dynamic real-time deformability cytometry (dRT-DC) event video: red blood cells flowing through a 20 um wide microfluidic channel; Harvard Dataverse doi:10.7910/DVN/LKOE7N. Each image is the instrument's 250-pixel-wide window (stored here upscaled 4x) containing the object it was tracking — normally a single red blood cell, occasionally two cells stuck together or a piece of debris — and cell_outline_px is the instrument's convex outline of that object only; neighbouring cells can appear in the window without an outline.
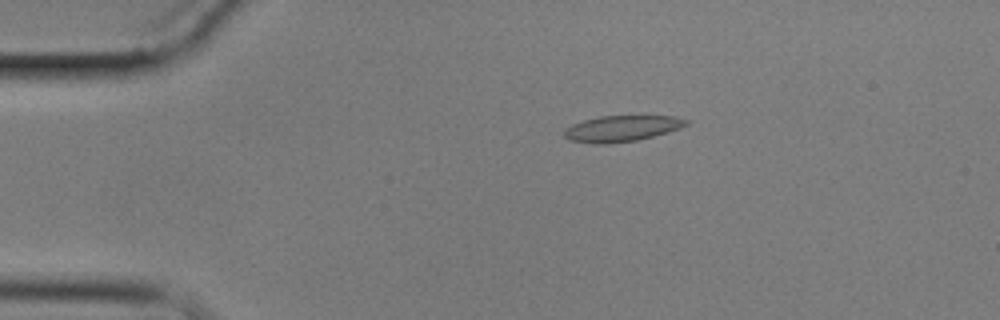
{"species": "common noctule bat (a hibernating species)", "species_latin": "Nyctalus noctula", "temperature_condition": "cold", "stored_images_in_passage": 8, "camera_frame_rate_fps": 3000, "um_per_image_px": 0.085, "animal": {"sex": "male", "body_mass_g": 17.9}, "frame": {"image": 1, "passage_image": 3, "time_ms": 2.333, "image_size_px": [1000, 320], "cell_outline_px": [[688, 124], [680, 128], [668, 132], [636, 140], [608, 144], [596, 144], [572, 140], [564, 136], [564, 128], [572, 124], [584, 120], [600, 116], [676, 116], [688, 120]], "centroid_in_image_um": [52.85, 10.92], "position_along_channel_um": 32.2, "area_um2": 18.38}}
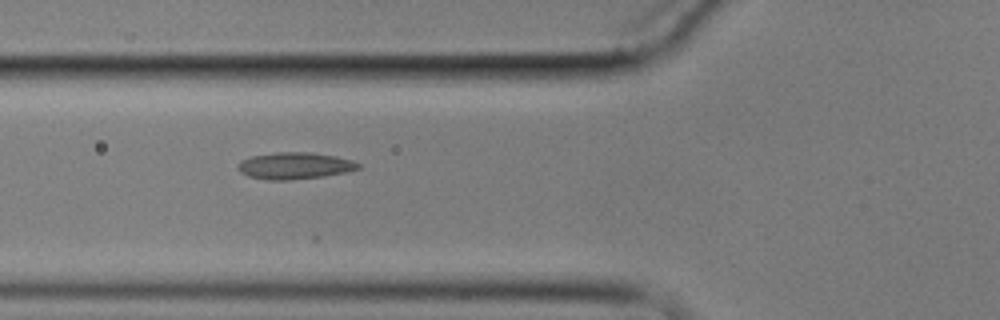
{"frame": {"image": 2, "passage_image": 6, "time_ms": 5.667, "image_size_px": [1000, 320], "cell_outline_px": [[360, 168], [348, 172], [324, 176], [288, 180], [268, 180], [248, 176], [240, 172], [236, 164], [240, 160], [252, 156], [276, 152], [312, 152], [336, 156], [352, 160], [360, 164]], "centroid_in_image_um": [25.04, 14.08], "position_along_channel_um": 100.8, "area_um2": 18.9}}
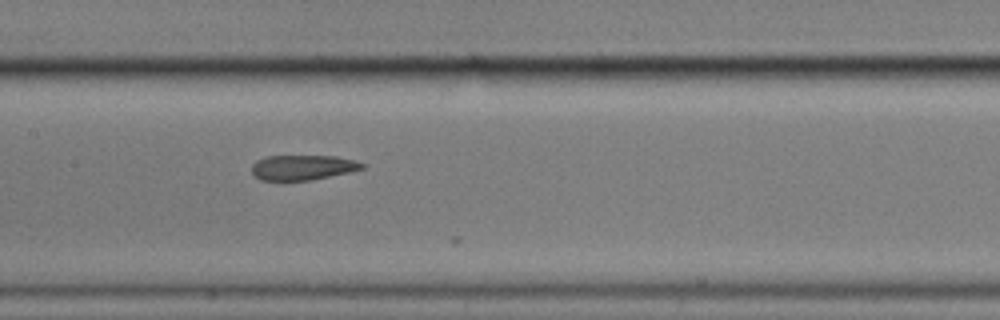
{"frame": {"image": 3, "passage_image": 8, "time_ms": 8.0, "image_size_px": [1000, 320], "cell_outline_px": [[364, 168], [348, 172], [312, 180], [260, 180], [252, 176], [252, 164], [256, 160], [264, 156], [336, 156], [356, 160], [364, 164]], "centroid_in_image_um": [25.69, 14.23], "position_along_channel_um": 181.7, "area_um2": 16.18}}